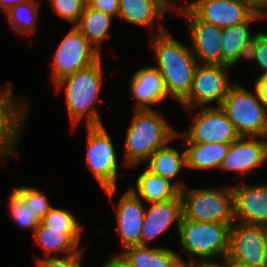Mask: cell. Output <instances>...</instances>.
<instances>
[{"label":"cell","mask_w":267,"mask_h":267,"mask_svg":"<svg viewBox=\"0 0 267 267\" xmlns=\"http://www.w3.org/2000/svg\"><path fill=\"white\" fill-rule=\"evenodd\" d=\"M151 44L155 51L157 65L168 96L180 104L189 94L197 59L188 47L175 39L167 30L160 34H151Z\"/></svg>","instance_id":"6da1fadb"},{"label":"cell","mask_w":267,"mask_h":267,"mask_svg":"<svg viewBox=\"0 0 267 267\" xmlns=\"http://www.w3.org/2000/svg\"><path fill=\"white\" fill-rule=\"evenodd\" d=\"M102 56L87 68L78 70L55 83V91L64 90L66 109L73 128L80 122L87 123L86 127L102 126L101 116L95 108L103 86Z\"/></svg>","instance_id":"7a4b0ae2"},{"label":"cell","mask_w":267,"mask_h":267,"mask_svg":"<svg viewBox=\"0 0 267 267\" xmlns=\"http://www.w3.org/2000/svg\"><path fill=\"white\" fill-rule=\"evenodd\" d=\"M124 141V167L145 163L157 150L176 140L177 130L167 123L163 112L155 109L133 110Z\"/></svg>","instance_id":"3957f363"},{"label":"cell","mask_w":267,"mask_h":267,"mask_svg":"<svg viewBox=\"0 0 267 267\" xmlns=\"http://www.w3.org/2000/svg\"><path fill=\"white\" fill-rule=\"evenodd\" d=\"M231 225L197 222L182 217L177 234L182 252L187 253V259L183 260V265L223 262L228 253Z\"/></svg>","instance_id":"277c9868"},{"label":"cell","mask_w":267,"mask_h":267,"mask_svg":"<svg viewBox=\"0 0 267 267\" xmlns=\"http://www.w3.org/2000/svg\"><path fill=\"white\" fill-rule=\"evenodd\" d=\"M180 190L182 214L186 220L233 224L234 204L230 185Z\"/></svg>","instance_id":"5b68a950"},{"label":"cell","mask_w":267,"mask_h":267,"mask_svg":"<svg viewBox=\"0 0 267 267\" xmlns=\"http://www.w3.org/2000/svg\"><path fill=\"white\" fill-rule=\"evenodd\" d=\"M220 108L233 123L240 137H267V106L254 87L251 92L236 82Z\"/></svg>","instance_id":"8992f818"},{"label":"cell","mask_w":267,"mask_h":267,"mask_svg":"<svg viewBox=\"0 0 267 267\" xmlns=\"http://www.w3.org/2000/svg\"><path fill=\"white\" fill-rule=\"evenodd\" d=\"M86 165L109 201L113 202V196L117 191V178L119 177L118 159L112 138L105 126L87 127ZM118 174V175H117Z\"/></svg>","instance_id":"52a82bcc"},{"label":"cell","mask_w":267,"mask_h":267,"mask_svg":"<svg viewBox=\"0 0 267 267\" xmlns=\"http://www.w3.org/2000/svg\"><path fill=\"white\" fill-rule=\"evenodd\" d=\"M231 66L198 64L188 96L180 103L184 109L220 107L230 88L235 84L229 78Z\"/></svg>","instance_id":"ba28073f"},{"label":"cell","mask_w":267,"mask_h":267,"mask_svg":"<svg viewBox=\"0 0 267 267\" xmlns=\"http://www.w3.org/2000/svg\"><path fill=\"white\" fill-rule=\"evenodd\" d=\"M224 261L241 267H267L265 226L235 221L230 227Z\"/></svg>","instance_id":"9c48e42d"},{"label":"cell","mask_w":267,"mask_h":267,"mask_svg":"<svg viewBox=\"0 0 267 267\" xmlns=\"http://www.w3.org/2000/svg\"><path fill=\"white\" fill-rule=\"evenodd\" d=\"M198 109V114L193 117L192 124L184 133L177 131L176 137L183 138V143H227L237 140V134L233 123L220 107H198L185 109L187 113H193Z\"/></svg>","instance_id":"30bf717a"},{"label":"cell","mask_w":267,"mask_h":267,"mask_svg":"<svg viewBox=\"0 0 267 267\" xmlns=\"http://www.w3.org/2000/svg\"><path fill=\"white\" fill-rule=\"evenodd\" d=\"M101 55L86 37L75 26H72L60 41L53 55L51 64L53 83H57L78 70L89 67Z\"/></svg>","instance_id":"8fae6325"},{"label":"cell","mask_w":267,"mask_h":267,"mask_svg":"<svg viewBox=\"0 0 267 267\" xmlns=\"http://www.w3.org/2000/svg\"><path fill=\"white\" fill-rule=\"evenodd\" d=\"M12 85L0 96V162L16 154L18 141L26 124L29 104L13 95ZM15 96V97H14Z\"/></svg>","instance_id":"7c38bea8"},{"label":"cell","mask_w":267,"mask_h":267,"mask_svg":"<svg viewBox=\"0 0 267 267\" xmlns=\"http://www.w3.org/2000/svg\"><path fill=\"white\" fill-rule=\"evenodd\" d=\"M186 7L199 20L219 28L246 22L257 11L243 0H191Z\"/></svg>","instance_id":"4fadbf2b"},{"label":"cell","mask_w":267,"mask_h":267,"mask_svg":"<svg viewBox=\"0 0 267 267\" xmlns=\"http://www.w3.org/2000/svg\"><path fill=\"white\" fill-rule=\"evenodd\" d=\"M186 20L190 48L200 64L222 65V28L199 20L186 6L178 13Z\"/></svg>","instance_id":"5bb4252c"},{"label":"cell","mask_w":267,"mask_h":267,"mask_svg":"<svg viewBox=\"0 0 267 267\" xmlns=\"http://www.w3.org/2000/svg\"><path fill=\"white\" fill-rule=\"evenodd\" d=\"M266 161L267 137H239L230 143L219 170L250 176Z\"/></svg>","instance_id":"9a60e30c"},{"label":"cell","mask_w":267,"mask_h":267,"mask_svg":"<svg viewBox=\"0 0 267 267\" xmlns=\"http://www.w3.org/2000/svg\"><path fill=\"white\" fill-rule=\"evenodd\" d=\"M231 184L234 220L240 223L267 226V184Z\"/></svg>","instance_id":"2e32d148"},{"label":"cell","mask_w":267,"mask_h":267,"mask_svg":"<svg viewBox=\"0 0 267 267\" xmlns=\"http://www.w3.org/2000/svg\"><path fill=\"white\" fill-rule=\"evenodd\" d=\"M149 205V207H148ZM146 206L141 228L140 245H147L167 231L175 223L178 233L182 214V199L180 194L164 202L149 203Z\"/></svg>","instance_id":"e0dca14e"},{"label":"cell","mask_w":267,"mask_h":267,"mask_svg":"<svg viewBox=\"0 0 267 267\" xmlns=\"http://www.w3.org/2000/svg\"><path fill=\"white\" fill-rule=\"evenodd\" d=\"M133 192L127 189L118 204L115 205L117 234L123 249L128 246L140 245L141 228L146 206Z\"/></svg>","instance_id":"ac0fdd59"},{"label":"cell","mask_w":267,"mask_h":267,"mask_svg":"<svg viewBox=\"0 0 267 267\" xmlns=\"http://www.w3.org/2000/svg\"><path fill=\"white\" fill-rule=\"evenodd\" d=\"M130 94L135 100V110L154 109L167 99L163 78L153 66H144L130 77Z\"/></svg>","instance_id":"d6986e66"},{"label":"cell","mask_w":267,"mask_h":267,"mask_svg":"<svg viewBox=\"0 0 267 267\" xmlns=\"http://www.w3.org/2000/svg\"><path fill=\"white\" fill-rule=\"evenodd\" d=\"M261 20V12L256 11L246 22L222 28V65L235 66L241 59L247 60L255 34L251 35L252 22Z\"/></svg>","instance_id":"ffe728a7"},{"label":"cell","mask_w":267,"mask_h":267,"mask_svg":"<svg viewBox=\"0 0 267 267\" xmlns=\"http://www.w3.org/2000/svg\"><path fill=\"white\" fill-rule=\"evenodd\" d=\"M82 233L83 230H50L48 227H37L32 236L44 254L35 258L77 253L82 248L80 247Z\"/></svg>","instance_id":"44dd1931"},{"label":"cell","mask_w":267,"mask_h":267,"mask_svg":"<svg viewBox=\"0 0 267 267\" xmlns=\"http://www.w3.org/2000/svg\"><path fill=\"white\" fill-rule=\"evenodd\" d=\"M133 267H183V258L171 248L133 245L118 253Z\"/></svg>","instance_id":"7402d4cb"},{"label":"cell","mask_w":267,"mask_h":267,"mask_svg":"<svg viewBox=\"0 0 267 267\" xmlns=\"http://www.w3.org/2000/svg\"><path fill=\"white\" fill-rule=\"evenodd\" d=\"M165 12H167L166 9L156 0H119L118 18L130 24L147 27L148 29L155 28L156 25L154 23L160 19L157 34L167 30L162 24Z\"/></svg>","instance_id":"603a6c76"},{"label":"cell","mask_w":267,"mask_h":267,"mask_svg":"<svg viewBox=\"0 0 267 267\" xmlns=\"http://www.w3.org/2000/svg\"><path fill=\"white\" fill-rule=\"evenodd\" d=\"M128 189L147 204L174 199L180 194V189L174 182L152 173L147 168L138 175L135 186Z\"/></svg>","instance_id":"cb8c5ba5"},{"label":"cell","mask_w":267,"mask_h":267,"mask_svg":"<svg viewBox=\"0 0 267 267\" xmlns=\"http://www.w3.org/2000/svg\"><path fill=\"white\" fill-rule=\"evenodd\" d=\"M166 146L157 149L146 161V168L154 174L165 179L174 181V184L181 190L185 187L183 182H179V173L186 168V152H180L176 148ZM178 178V179H177Z\"/></svg>","instance_id":"d4e9b609"},{"label":"cell","mask_w":267,"mask_h":267,"mask_svg":"<svg viewBox=\"0 0 267 267\" xmlns=\"http://www.w3.org/2000/svg\"><path fill=\"white\" fill-rule=\"evenodd\" d=\"M186 152V168L197 170H219L230 144L227 143H183Z\"/></svg>","instance_id":"484cf974"},{"label":"cell","mask_w":267,"mask_h":267,"mask_svg":"<svg viewBox=\"0 0 267 267\" xmlns=\"http://www.w3.org/2000/svg\"><path fill=\"white\" fill-rule=\"evenodd\" d=\"M112 16L89 8H85L74 25L89 41V43L101 54V44L109 35Z\"/></svg>","instance_id":"4316f807"},{"label":"cell","mask_w":267,"mask_h":267,"mask_svg":"<svg viewBox=\"0 0 267 267\" xmlns=\"http://www.w3.org/2000/svg\"><path fill=\"white\" fill-rule=\"evenodd\" d=\"M41 0H27L24 3L12 7L6 14L9 28L19 35H33L37 30L38 12Z\"/></svg>","instance_id":"83f0119b"},{"label":"cell","mask_w":267,"mask_h":267,"mask_svg":"<svg viewBox=\"0 0 267 267\" xmlns=\"http://www.w3.org/2000/svg\"><path fill=\"white\" fill-rule=\"evenodd\" d=\"M9 214L14 223L21 229H29L32 233L39 226L40 221L33 215L30 208L27 207L25 200L13 189L8 196Z\"/></svg>","instance_id":"f1b7e54d"},{"label":"cell","mask_w":267,"mask_h":267,"mask_svg":"<svg viewBox=\"0 0 267 267\" xmlns=\"http://www.w3.org/2000/svg\"><path fill=\"white\" fill-rule=\"evenodd\" d=\"M27 203V207L33 212V215L40 221L53 207L50 199L44 193L32 186H19L13 188Z\"/></svg>","instance_id":"f546056e"},{"label":"cell","mask_w":267,"mask_h":267,"mask_svg":"<svg viewBox=\"0 0 267 267\" xmlns=\"http://www.w3.org/2000/svg\"><path fill=\"white\" fill-rule=\"evenodd\" d=\"M38 227H48L50 230H83L78 218L67 209L54 206L40 220Z\"/></svg>","instance_id":"4dcf8cb0"},{"label":"cell","mask_w":267,"mask_h":267,"mask_svg":"<svg viewBox=\"0 0 267 267\" xmlns=\"http://www.w3.org/2000/svg\"><path fill=\"white\" fill-rule=\"evenodd\" d=\"M51 8L60 18L74 26L87 7V0H48Z\"/></svg>","instance_id":"1f68e13d"},{"label":"cell","mask_w":267,"mask_h":267,"mask_svg":"<svg viewBox=\"0 0 267 267\" xmlns=\"http://www.w3.org/2000/svg\"><path fill=\"white\" fill-rule=\"evenodd\" d=\"M247 60L257 64L256 69L261 72L258 77L267 76V34L264 31L255 32Z\"/></svg>","instance_id":"d6a6232c"},{"label":"cell","mask_w":267,"mask_h":267,"mask_svg":"<svg viewBox=\"0 0 267 267\" xmlns=\"http://www.w3.org/2000/svg\"><path fill=\"white\" fill-rule=\"evenodd\" d=\"M85 248H81L77 253L46 257L34 258L36 267H82V259L84 257Z\"/></svg>","instance_id":"836d02e7"},{"label":"cell","mask_w":267,"mask_h":267,"mask_svg":"<svg viewBox=\"0 0 267 267\" xmlns=\"http://www.w3.org/2000/svg\"><path fill=\"white\" fill-rule=\"evenodd\" d=\"M87 6L112 17H118L119 0H87Z\"/></svg>","instance_id":"e575fe53"},{"label":"cell","mask_w":267,"mask_h":267,"mask_svg":"<svg viewBox=\"0 0 267 267\" xmlns=\"http://www.w3.org/2000/svg\"><path fill=\"white\" fill-rule=\"evenodd\" d=\"M254 88L257 91L259 98L267 106V76L256 77Z\"/></svg>","instance_id":"d590c367"},{"label":"cell","mask_w":267,"mask_h":267,"mask_svg":"<svg viewBox=\"0 0 267 267\" xmlns=\"http://www.w3.org/2000/svg\"><path fill=\"white\" fill-rule=\"evenodd\" d=\"M101 267H133L128 264L119 254H114L112 258L107 259L106 262H103Z\"/></svg>","instance_id":"8d00e7d4"},{"label":"cell","mask_w":267,"mask_h":267,"mask_svg":"<svg viewBox=\"0 0 267 267\" xmlns=\"http://www.w3.org/2000/svg\"><path fill=\"white\" fill-rule=\"evenodd\" d=\"M158 3H160L166 10H173L175 9L176 13H179L185 5L182 3V5H177L175 0H156Z\"/></svg>","instance_id":"74e56055"},{"label":"cell","mask_w":267,"mask_h":267,"mask_svg":"<svg viewBox=\"0 0 267 267\" xmlns=\"http://www.w3.org/2000/svg\"><path fill=\"white\" fill-rule=\"evenodd\" d=\"M27 0H0V9L7 13L12 7L24 3Z\"/></svg>","instance_id":"f35d334b"},{"label":"cell","mask_w":267,"mask_h":267,"mask_svg":"<svg viewBox=\"0 0 267 267\" xmlns=\"http://www.w3.org/2000/svg\"><path fill=\"white\" fill-rule=\"evenodd\" d=\"M253 6L257 11L267 10V0H243Z\"/></svg>","instance_id":"ab89813d"},{"label":"cell","mask_w":267,"mask_h":267,"mask_svg":"<svg viewBox=\"0 0 267 267\" xmlns=\"http://www.w3.org/2000/svg\"><path fill=\"white\" fill-rule=\"evenodd\" d=\"M183 267H221L220 264L184 265Z\"/></svg>","instance_id":"60d3db41"},{"label":"cell","mask_w":267,"mask_h":267,"mask_svg":"<svg viewBox=\"0 0 267 267\" xmlns=\"http://www.w3.org/2000/svg\"><path fill=\"white\" fill-rule=\"evenodd\" d=\"M221 267H241V266H238V265H235L233 263H230L228 261H223L220 263Z\"/></svg>","instance_id":"b9f144b4"},{"label":"cell","mask_w":267,"mask_h":267,"mask_svg":"<svg viewBox=\"0 0 267 267\" xmlns=\"http://www.w3.org/2000/svg\"><path fill=\"white\" fill-rule=\"evenodd\" d=\"M7 85L6 86H2V87H0V96L11 86V85H13L11 82H8V83H6Z\"/></svg>","instance_id":"7bdbcfd3"},{"label":"cell","mask_w":267,"mask_h":267,"mask_svg":"<svg viewBox=\"0 0 267 267\" xmlns=\"http://www.w3.org/2000/svg\"><path fill=\"white\" fill-rule=\"evenodd\" d=\"M266 18H267V10H264L263 12H261V20Z\"/></svg>","instance_id":"ee69618b"},{"label":"cell","mask_w":267,"mask_h":267,"mask_svg":"<svg viewBox=\"0 0 267 267\" xmlns=\"http://www.w3.org/2000/svg\"><path fill=\"white\" fill-rule=\"evenodd\" d=\"M266 252H267V226H265Z\"/></svg>","instance_id":"f6af8a7d"},{"label":"cell","mask_w":267,"mask_h":267,"mask_svg":"<svg viewBox=\"0 0 267 267\" xmlns=\"http://www.w3.org/2000/svg\"><path fill=\"white\" fill-rule=\"evenodd\" d=\"M184 1V5L186 6L187 4H188V0H183ZM191 0H189V2H190Z\"/></svg>","instance_id":"bcb514c9"}]
</instances>
